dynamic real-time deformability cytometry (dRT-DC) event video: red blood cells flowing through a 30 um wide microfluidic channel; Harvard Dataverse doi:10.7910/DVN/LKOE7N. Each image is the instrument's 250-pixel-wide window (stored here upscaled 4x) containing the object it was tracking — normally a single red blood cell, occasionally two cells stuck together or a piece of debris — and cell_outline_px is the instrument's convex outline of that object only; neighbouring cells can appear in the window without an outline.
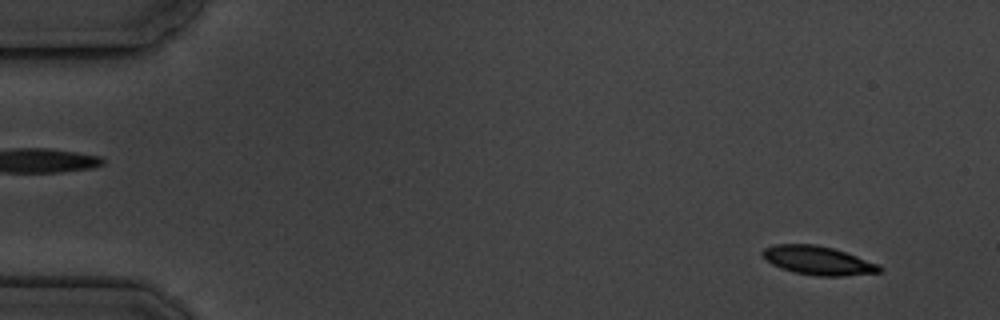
{"species": "common noctule bat (a hibernating species)", "species_latin": "Nyctalus noctula", "temperature_condition": "cold", "stored_images_in_passage": 6, "camera_frame_rate_fps": 3000, "um_per_image_px": 0.085, "animal": {"sex": "male", "body_mass_g": 19.5, "forearm_length_mm": 54.6}, "frame": {"image": 1, "passage_image": 1, "time_ms": 0.0, "image_size_px": [1000, 320], "cell_outline_px": [[884, 272], [844, 276], [820, 276], [792, 272], [780, 268], [772, 264], [760, 252], [764, 248], [776, 244], [816, 244], [832, 248], [880, 264], [884, 268]], "centroid_in_image_um": [69.57, 22.15], "position_along_channel_um": 15.4, "area_um2": 19.65}}
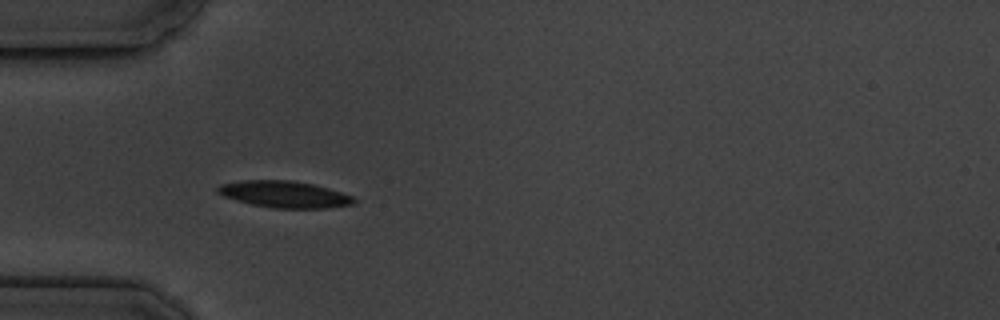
{"frame": {"image": 2, "passage_image": 4, "time_ms": 4.333, "image_size_px": [1000, 320], "cell_outline_px": [[356, 204], [328, 208], [272, 208], [252, 204], [236, 200], [224, 196], [216, 192], [216, 188], [220, 184], [240, 180], [292, 180], [312, 184], [328, 188], [352, 196], [356, 200]], "centroid_in_image_um": [24.17, 16.51], "position_along_channel_um": 60.8, "area_um2": 21.21}}
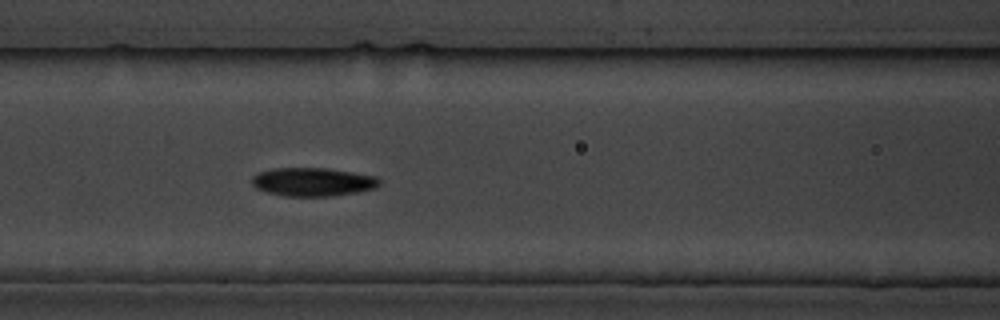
{"frame": {"image": 3, "passage_image": 6, "time_ms": 6.667, "image_size_px": [1000, 320], "cell_outline_px": [[380, 184], [376, 188], [356, 192], [332, 196], [284, 196], [268, 192], [256, 188], [252, 184], [252, 176], [256, 172], [272, 168], [328, 168], [376, 176], [380, 180]], "centroid_in_image_um": [26.57, 15.45], "position_along_channel_um": 140.0, "area_um2": 21.27}}